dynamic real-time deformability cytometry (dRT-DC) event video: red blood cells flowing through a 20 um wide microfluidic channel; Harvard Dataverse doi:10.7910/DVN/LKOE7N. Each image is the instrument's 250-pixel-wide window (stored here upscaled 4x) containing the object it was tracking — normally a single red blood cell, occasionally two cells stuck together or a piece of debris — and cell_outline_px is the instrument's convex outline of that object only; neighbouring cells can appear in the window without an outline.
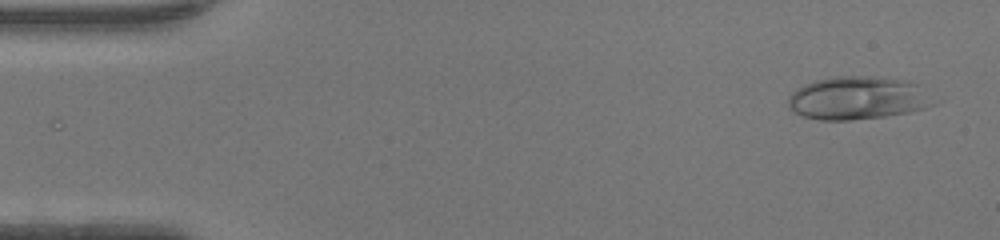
{"species": "human", "species_latin": "Homo sapiens", "temperature_condition": "warm", "stored_images_in_passage": 47, "camera_frame_rate_fps": 3000, "um_per_image_px": 0.085, "donor": {"sex": "female"}, "frame": {"image": 1, "passage_image": 3, "time_ms": 0.667, "image_size_px": [1000, 240], "cell_outline_px": [[944, 100], [936, 104], [924, 108], [908, 112], [884, 116], [848, 120], [820, 120], [804, 116], [792, 112], [788, 108], [788, 96], [796, 88], [804, 84], [816, 80], [832, 76], [864, 76], [904, 80], [920, 84]], "centroid_in_image_um": [73.0, 8.33], "position_along_channel_um": 12.0, "area_um2": 37.28}}
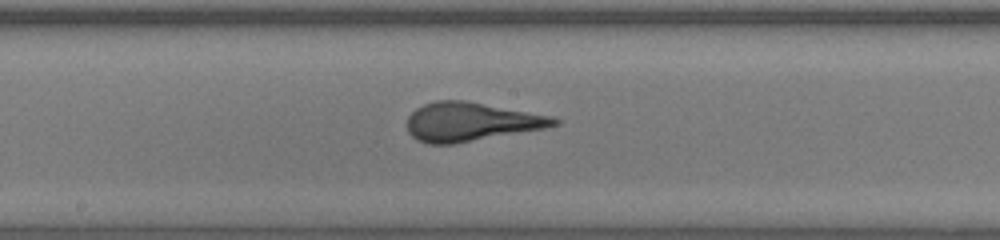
{"frame": {"image": 2, "passage_image": 25, "time_ms": 8.0, "image_size_px": [1000, 240], "cell_outline_px": [[560, 124], [548, 128], [452, 144], [428, 144], [416, 140], [408, 132], [408, 116], [416, 108], [424, 104], [436, 100], [464, 100], [552, 116], [560, 120]], "centroid_in_image_um": [40.04, 10.36], "position_along_channel_um": 208.2, "area_um2": 33.23}}
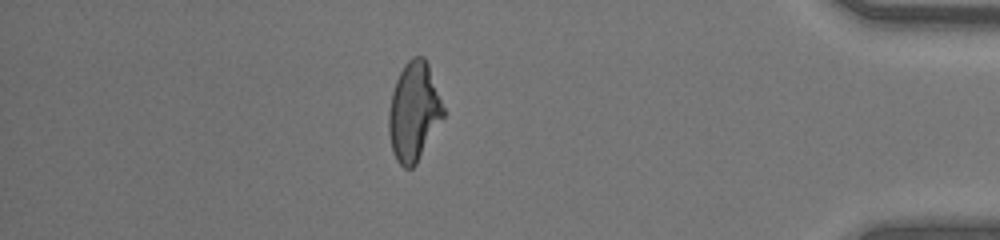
{"frame": {"image": 3, "passage_image": 41, "time_ms": 13.333, "image_size_px": [1000, 240], "cell_outline_px": [[444, 116], [416, 164], [412, 168], [404, 168], [396, 160], [392, 152], [388, 132], [388, 112], [392, 92], [396, 80], [404, 64], [412, 56], [424, 56], [428, 64], [444, 108]], "centroid_in_image_um": [35.15, 9.5], "position_along_channel_um": 400.0, "area_um2": 31.33}, "authors_computed_cell_mechanics": {"area_um2": 32.8882, "velocity_mm_per_s": 4.3983, "shape_relaxation_time_tau1_ms": 9.6869, "shape_relaxation_time_tau2_ms": null, "deformation_change_tau1": 0.3082, "deformation_change_tau2": null}}